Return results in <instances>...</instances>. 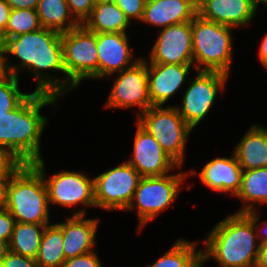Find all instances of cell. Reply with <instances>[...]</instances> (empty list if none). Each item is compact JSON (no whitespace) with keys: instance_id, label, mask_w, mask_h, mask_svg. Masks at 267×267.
I'll return each mask as SVG.
<instances>
[{"instance_id":"cell-1","label":"cell","mask_w":267,"mask_h":267,"mask_svg":"<svg viewBox=\"0 0 267 267\" xmlns=\"http://www.w3.org/2000/svg\"><path fill=\"white\" fill-rule=\"evenodd\" d=\"M61 35L62 33L41 27L37 31L5 40L2 46L6 73L20 78L19 74L26 70L36 80L34 91L63 98L66 95V71ZM9 54L16 57L18 62L12 63ZM56 71L62 73L61 78L55 76Z\"/></svg>"},{"instance_id":"cell-2","label":"cell","mask_w":267,"mask_h":267,"mask_svg":"<svg viewBox=\"0 0 267 267\" xmlns=\"http://www.w3.org/2000/svg\"><path fill=\"white\" fill-rule=\"evenodd\" d=\"M58 96L32 91L13 110L0 118V146L21 164H33L44 159L41 137L48 119L41 113L46 106H56Z\"/></svg>"},{"instance_id":"cell-3","label":"cell","mask_w":267,"mask_h":267,"mask_svg":"<svg viewBox=\"0 0 267 267\" xmlns=\"http://www.w3.org/2000/svg\"><path fill=\"white\" fill-rule=\"evenodd\" d=\"M201 257L219 267H255L259 242L254 222L245 213L223 218L201 240Z\"/></svg>"},{"instance_id":"cell-4","label":"cell","mask_w":267,"mask_h":267,"mask_svg":"<svg viewBox=\"0 0 267 267\" xmlns=\"http://www.w3.org/2000/svg\"><path fill=\"white\" fill-rule=\"evenodd\" d=\"M6 209L16 222L52 224L47 187L32 164H21L9 176Z\"/></svg>"},{"instance_id":"cell-5","label":"cell","mask_w":267,"mask_h":267,"mask_svg":"<svg viewBox=\"0 0 267 267\" xmlns=\"http://www.w3.org/2000/svg\"><path fill=\"white\" fill-rule=\"evenodd\" d=\"M193 60L196 71L231 74L234 28L196 15L191 21Z\"/></svg>"},{"instance_id":"cell-6","label":"cell","mask_w":267,"mask_h":267,"mask_svg":"<svg viewBox=\"0 0 267 267\" xmlns=\"http://www.w3.org/2000/svg\"><path fill=\"white\" fill-rule=\"evenodd\" d=\"M180 168L182 167H178V173L172 172L164 176L140 179L133 199L126 210V212L136 210L139 220L137 232L166 209L168 210L174 202L176 203L182 183L188 178V173L181 171Z\"/></svg>"},{"instance_id":"cell-7","label":"cell","mask_w":267,"mask_h":267,"mask_svg":"<svg viewBox=\"0 0 267 267\" xmlns=\"http://www.w3.org/2000/svg\"><path fill=\"white\" fill-rule=\"evenodd\" d=\"M180 167L184 165L186 145L193 129L175 105L151 106L136 120Z\"/></svg>"},{"instance_id":"cell-8","label":"cell","mask_w":267,"mask_h":267,"mask_svg":"<svg viewBox=\"0 0 267 267\" xmlns=\"http://www.w3.org/2000/svg\"><path fill=\"white\" fill-rule=\"evenodd\" d=\"M63 64L66 71V95L85 79L98 80L96 33L79 25L61 35Z\"/></svg>"},{"instance_id":"cell-9","label":"cell","mask_w":267,"mask_h":267,"mask_svg":"<svg viewBox=\"0 0 267 267\" xmlns=\"http://www.w3.org/2000/svg\"><path fill=\"white\" fill-rule=\"evenodd\" d=\"M32 165L44 178L49 206L52 204L60 205L63 208L67 207V209L75 208L77 205L81 206V209L74 211L72 215H86V208L96 207L93 177L84 174V172L72 170H63L53 175H47L43 159Z\"/></svg>"},{"instance_id":"cell-10","label":"cell","mask_w":267,"mask_h":267,"mask_svg":"<svg viewBox=\"0 0 267 267\" xmlns=\"http://www.w3.org/2000/svg\"><path fill=\"white\" fill-rule=\"evenodd\" d=\"M228 77L229 75L217 71H197L196 77L191 81L189 79L182 102L175 107L193 130L209 115L218 94L226 89Z\"/></svg>"},{"instance_id":"cell-11","label":"cell","mask_w":267,"mask_h":267,"mask_svg":"<svg viewBox=\"0 0 267 267\" xmlns=\"http://www.w3.org/2000/svg\"><path fill=\"white\" fill-rule=\"evenodd\" d=\"M93 178L96 208L126 211L142 176L125 160Z\"/></svg>"},{"instance_id":"cell-12","label":"cell","mask_w":267,"mask_h":267,"mask_svg":"<svg viewBox=\"0 0 267 267\" xmlns=\"http://www.w3.org/2000/svg\"><path fill=\"white\" fill-rule=\"evenodd\" d=\"M151 106L147 61L143 57L131 67L114 74V82L105 100L104 107L106 109H132V107H137L136 117H139Z\"/></svg>"},{"instance_id":"cell-13","label":"cell","mask_w":267,"mask_h":267,"mask_svg":"<svg viewBox=\"0 0 267 267\" xmlns=\"http://www.w3.org/2000/svg\"><path fill=\"white\" fill-rule=\"evenodd\" d=\"M149 63L194 65L191 21L159 29Z\"/></svg>"},{"instance_id":"cell-14","label":"cell","mask_w":267,"mask_h":267,"mask_svg":"<svg viewBox=\"0 0 267 267\" xmlns=\"http://www.w3.org/2000/svg\"><path fill=\"white\" fill-rule=\"evenodd\" d=\"M131 157L126 161L142 177L164 176L179 165L168 156L155 138L136 121V131Z\"/></svg>"},{"instance_id":"cell-15","label":"cell","mask_w":267,"mask_h":267,"mask_svg":"<svg viewBox=\"0 0 267 267\" xmlns=\"http://www.w3.org/2000/svg\"><path fill=\"white\" fill-rule=\"evenodd\" d=\"M128 35V33H96L98 80L109 79L141 59L133 56Z\"/></svg>"},{"instance_id":"cell-16","label":"cell","mask_w":267,"mask_h":267,"mask_svg":"<svg viewBox=\"0 0 267 267\" xmlns=\"http://www.w3.org/2000/svg\"><path fill=\"white\" fill-rule=\"evenodd\" d=\"M188 176H196L201 184L218 193L230 194L235 198L241 187L243 169L235 154L230 157H215L197 172L191 169Z\"/></svg>"},{"instance_id":"cell-17","label":"cell","mask_w":267,"mask_h":267,"mask_svg":"<svg viewBox=\"0 0 267 267\" xmlns=\"http://www.w3.org/2000/svg\"><path fill=\"white\" fill-rule=\"evenodd\" d=\"M196 70L194 65L160 64L147 62L148 89L152 106H165L187 83L190 71Z\"/></svg>"},{"instance_id":"cell-18","label":"cell","mask_w":267,"mask_h":267,"mask_svg":"<svg viewBox=\"0 0 267 267\" xmlns=\"http://www.w3.org/2000/svg\"><path fill=\"white\" fill-rule=\"evenodd\" d=\"M198 15L234 29L248 26L258 12L253 0H198Z\"/></svg>"},{"instance_id":"cell-19","label":"cell","mask_w":267,"mask_h":267,"mask_svg":"<svg viewBox=\"0 0 267 267\" xmlns=\"http://www.w3.org/2000/svg\"><path fill=\"white\" fill-rule=\"evenodd\" d=\"M99 219L71 214L64 222L56 223L62 229L65 260L95 250L96 235L101 221Z\"/></svg>"},{"instance_id":"cell-20","label":"cell","mask_w":267,"mask_h":267,"mask_svg":"<svg viewBox=\"0 0 267 267\" xmlns=\"http://www.w3.org/2000/svg\"><path fill=\"white\" fill-rule=\"evenodd\" d=\"M198 0H146L140 22L165 28L192 21L198 14Z\"/></svg>"},{"instance_id":"cell-21","label":"cell","mask_w":267,"mask_h":267,"mask_svg":"<svg viewBox=\"0 0 267 267\" xmlns=\"http://www.w3.org/2000/svg\"><path fill=\"white\" fill-rule=\"evenodd\" d=\"M236 144L233 153L243 170L267 167V137L257 124H251Z\"/></svg>"},{"instance_id":"cell-22","label":"cell","mask_w":267,"mask_h":267,"mask_svg":"<svg viewBox=\"0 0 267 267\" xmlns=\"http://www.w3.org/2000/svg\"><path fill=\"white\" fill-rule=\"evenodd\" d=\"M131 22L114 1L95 3L91 14L82 24L94 33H127Z\"/></svg>"},{"instance_id":"cell-23","label":"cell","mask_w":267,"mask_h":267,"mask_svg":"<svg viewBox=\"0 0 267 267\" xmlns=\"http://www.w3.org/2000/svg\"><path fill=\"white\" fill-rule=\"evenodd\" d=\"M235 197L243 205L236 213H248L258 210L260 205H266L267 167L243 170L241 187Z\"/></svg>"},{"instance_id":"cell-24","label":"cell","mask_w":267,"mask_h":267,"mask_svg":"<svg viewBox=\"0 0 267 267\" xmlns=\"http://www.w3.org/2000/svg\"><path fill=\"white\" fill-rule=\"evenodd\" d=\"M36 11L43 28L64 33L80 25L70 13L66 0H39Z\"/></svg>"},{"instance_id":"cell-25","label":"cell","mask_w":267,"mask_h":267,"mask_svg":"<svg viewBox=\"0 0 267 267\" xmlns=\"http://www.w3.org/2000/svg\"><path fill=\"white\" fill-rule=\"evenodd\" d=\"M47 225L16 222L8 243L9 251L35 259Z\"/></svg>"},{"instance_id":"cell-26","label":"cell","mask_w":267,"mask_h":267,"mask_svg":"<svg viewBox=\"0 0 267 267\" xmlns=\"http://www.w3.org/2000/svg\"><path fill=\"white\" fill-rule=\"evenodd\" d=\"M35 261L38 267H62L65 261L63 235L55 222L45 227Z\"/></svg>"},{"instance_id":"cell-27","label":"cell","mask_w":267,"mask_h":267,"mask_svg":"<svg viewBox=\"0 0 267 267\" xmlns=\"http://www.w3.org/2000/svg\"><path fill=\"white\" fill-rule=\"evenodd\" d=\"M193 241L175 240L168 251L145 267H192L201 258V248L197 249L200 242Z\"/></svg>"},{"instance_id":"cell-28","label":"cell","mask_w":267,"mask_h":267,"mask_svg":"<svg viewBox=\"0 0 267 267\" xmlns=\"http://www.w3.org/2000/svg\"><path fill=\"white\" fill-rule=\"evenodd\" d=\"M41 28L37 11L33 9L11 10L5 32L0 36V43L22 34L31 33Z\"/></svg>"},{"instance_id":"cell-29","label":"cell","mask_w":267,"mask_h":267,"mask_svg":"<svg viewBox=\"0 0 267 267\" xmlns=\"http://www.w3.org/2000/svg\"><path fill=\"white\" fill-rule=\"evenodd\" d=\"M20 80L9 73L0 78V118L15 109L30 94L21 91Z\"/></svg>"},{"instance_id":"cell-30","label":"cell","mask_w":267,"mask_h":267,"mask_svg":"<svg viewBox=\"0 0 267 267\" xmlns=\"http://www.w3.org/2000/svg\"><path fill=\"white\" fill-rule=\"evenodd\" d=\"M114 2L125 13L131 23L133 20L141 21L146 0H114Z\"/></svg>"},{"instance_id":"cell-31","label":"cell","mask_w":267,"mask_h":267,"mask_svg":"<svg viewBox=\"0 0 267 267\" xmlns=\"http://www.w3.org/2000/svg\"><path fill=\"white\" fill-rule=\"evenodd\" d=\"M70 13L74 19L82 25L89 17L95 5L94 0H66Z\"/></svg>"},{"instance_id":"cell-32","label":"cell","mask_w":267,"mask_h":267,"mask_svg":"<svg viewBox=\"0 0 267 267\" xmlns=\"http://www.w3.org/2000/svg\"><path fill=\"white\" fill-rule=\"evenodd\" d=\"M62 267H103L96 250L66 259Z\"/></svg>"},{"instance_id":"cell-33","label":"cell","mask_w":267,"mask_h":267,"mask_svg":"<svg viewBox=\"0 0 267 267\" xmlns=\"http://www.w3.org/2000/svg\"><path fill=\"white\" fill-rule=\"evenodd\" d=\"M20 165L11 153L0 146V177L10 176Z\"/></svg>"},{"instance_id":"cell-34","label":"cell","mask_w":267,"mask_h":267,"mask_svg":"<svg viewBox=\"0 0 267 267\" xmlns=\"http://www.w3.org/2000/svg\"><path fill=\"white\" fill-rule=\"evenodd\" d=\"M16 221L6 209H0V240L9 243Z\"/></svg>"},{"instance_id":"cell-35","label":"cell","mask_w":267,"mask_h":267,"mask_svg":"<svg viewBox=\"0 0 267 267\" xmlns=\"http://www.w3.org/2000/svg\"><path fill=\"white\" fill-rule=\"evenodd\" d=\"M5 267H38L35 259L8 251L3 257Z\"/></svg>"},{"instance_id":"cell-36","label":"cell","mask_w":267,"mask_h":267,"mask_svg":"<svg viewBox=\"0 0 267 267\" xmlns=\"http://www.w3.org/2000/svg\"><path fill=\"white\" fill-rule=\"evenodd\" d=\"M259 212L260 210L259 211L254 210V211H250L245 214L254 222L256 232H257L258 242L259 244H261V243L267 242V222H266L267 220H264L261 222Z\"/></svg>"},{"instance_id":"cell-37","label":"cell","mask_w":267,"mask_h":267,"mask_svg":"<svg viewBox=\"0 0 267 267\" xmlns=\"http://www.w3.org/2000/svg\"><path fill=\"white\" fill-rule=\"evenodd\" d=\"M11 10L16 9H33L36 10L39 0H6Z\"/></svg>"},{"instance_id":"cell-38","label":"cell","mask_w":267,"mask_h":267,"mask_svg":"<svg viewBox=\"0 0 267 267\" xmlns=\"http://www.w3.org/2000/svg\"><path fill=\"white\" fill-rule=\"evenodd\" d=\"M10 12L11 8L7 4L6 0H0V36L6 30Z\"/></svg>"},{"instance_id":"cell-39","label":"cell","mask_w":267,"mask_h":267,"mask_svg":"<svg viewBox=\"0 0 267 267\" xmlns=\"http://www.w3.org/2000/svg\"><path fill=\"white\" fill-rule=\"evenodd\" d=\"M257 56L262 66L267 70V32L261 38L260 46L258 47Z\"/></svg>"},{"instance_id":"cell-40","label":"cell","mask_w":267,"mask_h":267,"mask_svg":"<svg viewBox=\"0 0 267 267\" xmlns=\"http://www.w3.org/2000/svg\"><path fill=\"white\" fill-rule=\"evenodd\" d=\"M9 176L0 177V209L6 208Z\"/></svg>"},{"instance_id":"cell-41","label":"cell","mask_w":267,"mask_h":267,"mask_svg":"<svg viewBox=\"0 0 267 267\" xmlns=\"http://www.w3.org/2000/svg\"><path fill=\"white\" fill-rule=\"evenodd\" d=\"M255 267H267V242L259 244L258 258Z\"/></svg>"},{"instance_id":"cell-42","label":"cell","mask_w":267,"mask_h":267,"mask_svg":"<svg viewBox=\"0 0 267 267\" xmlns=\"http://www.w3.org/2000/svg\"><path fill=\"white\" fill-rule=\"evenodd\" d=\"M6 74L5 66H4V50L3 46L0 43V78Z\"/></svg>"},{"instance_id":"cell-43","label":"cell","mask_w":267,"mask_h":267,"mask_svg":"<svg viewBox=\"0 0 267 267\" xmlns=\"http://www.w3.org/2000/svg\"><path fill=\"white\" fill-rule=\"evenodd\" d=\"M8 251H9L8 243H5L0 240V259H2Z\"/></svg>"},{"instance_id":"cell-44","label":"cell","mask_w":267,"mask_h":267,"mask_svg":"<svg viewBox=\"0 0 267 267\" xmlns=\"http://www.w3.org/2000/svg\"><path fill=\"white\" fill-rule=\"evenodd\" d=\"M253 3L257 11L261 4L267 6V0H253Z\"/></svg>"},{"instance_id":"cell-45","label":"cell","mask_w":267,"mask_h":267,"mask_svg":"<svg viewBox=\"0 0 267 267\" xmlns=\"http://www.w3.org/2000/svg\"><path fill=\"white\" fill-rule=\"evenodd\" d=\"M192 267H201V258Z\"/></svg>"},{"instance_id":"cell-46","label":"cell","mask_w":267,"mask_h":267,"mask_svg":"<svg viewBox=\"0 0 267 267\" xmlns=\"http://www.w3.org/2000/svg\"><path fill=\"white\" fill-rule=\"evenodd\" d=\"M257 125L265 132L266 137H267V128L262 126V125H259V124H257Z\"/></svg>"},{"instance_id":"cell-47","label":"cell","mask_w":267,"mask_h":267,"mask_svg":"<svg viewBox=\"0 0 267 267\" xmlns=\"http://www.w3.org/2000/svg\"><path fill=\"white\" fill-rule=\"evenodd\" d=\"M105 1H114V0H94L95 3H98V2H105Z\"/></svg>"},{"instance_id":"cell-48","label":"cell","mask_w":267,"mask_h":267,"mask_svg":"<svg viewBox=\"0 0 267 267\" xmlns=\"http://www.w3.org/2000/svg\"><path fill=\"white\" fill-rule=\"evenodd\" d=\"M0 267H5V266H4V263H3V258L0 259Z\"/></svg>"},{"instance_id":"cell-49","label":"cell","mask_w":267,"mask_h":267,"mask_svg":"<svg viewBox=\"0 0 267 267\" xmlns=\"http://www.w3.org/2000/svg\"><path fill=\"white\" fill-rule=\"evenodd\" d=\"M204 262L206 261L201 257V267H203V265L205 264Z\"/></svg>"}]
</instances>
